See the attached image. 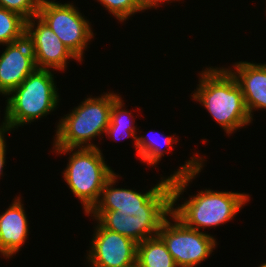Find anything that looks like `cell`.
Wrapping results in <instances>:
<instances>
[{"label": "cell", "instance_id": "7a4b0ae2", "mask_svg": "<svg viewBox=\"0 0 266 267\" xmlns=\"http://www.w3.org/2000/svg\"><path fill=\"white\" fill-rule=\"evenodd\" d=\"M202 157L198 154L188 160L182 167L174 171L168 178L171 180L172 208L171 213L186 227L200 231L205 228L216 227L233 220L235 215L249 201V194L237 192L201 190L190 196L183 204L175 207V203L183 194L188 183L203 169Z\"/></svg>", "mask_w": 266, "mask_h": 267}, {"label": "cell", "instance_id": "8992f818", "mask_svg": "<svg viewBox=\"0 0 266 267\" xmlns=\"http://www.w3.org/2000/svg\"><path fill=\"white\" fill-rule=\"evenodd\" d=\"M56 153L73 152L63 172L69 189L79 198L88 214L98 203L103 187L115 174L105 163L103 153L98 148H53ZM77 149V151H76Z\"/></svg>", "mask_w": 266, "mask_h": 267}, {"label": "cell", "instance_id": "52a82bcc", "mask_svg": "<svg viewBox=\"0 0 266 267\" xmlns=\"http://www.w3.org/2000/svg\"><path fill=\"white\" fill-rule=\"evenodd\" d=\"M71 3L41 0L38 17L58 36L61 42L82 63L88 42L94 37L85 16Z\"/></svg>", "mask_w": 266, "mask_h": 267}, {"label": "cell", "instance_id": "ba28073f", "mask_svg": "<svg viewBox=\"0 0 266 267\" xmlns=\"http://www.w3.org/2000/svg\"><path fill=\"white\" fill-rule=\"evenodd\" d=\"M160 227L158 236L163 240L177 267H196L212 254L217 245L211 234L186 227L172 213ZM174 220V224L169 219Z\"/></svg>", "mask_w": 266, "mask_h": 267}, {"label": "cell", "instance_id": "cb8c5ba5", "mask_svg": "<svg viewBox=\"0 0 266 267\" xmlns=\"http://www.w3.org/2000/svg\"><path fill=\"white\" fill-rule=\"evenodd\" d=\"M129 267H138V266H137V264H134V265H131V266H129Z\"/></svg>", "mask_w": 266, "mask_h": 267}, {"label": "cell", "instance_id": "4fadbf2b", "mask_svg": "<svg viewBox=\"0 0 266 267\" xmlns=\"http://www.w3.org/2000/svg\"><path fill=\"white\" fill-rule=\"evenodd\" d=\"M17 198L0 214V255L6 259L19 252L29 234L22 199Z\"/></svg>", "mask_w": 266, "mask_h": 267}, {"label": "cell", "instance_id": "9c48e42d", "mask_svg": "<svg viewBox=\"0 0 266 267\" xmlns=\"http://www.w3.org/2000/svg\"><path fill=\"white\" fill-rule=\"evenodd\" d=\"M87 262L91 267H129L136 264L137 243L129 237L95 227Z\"/></svg>", "mask_w": 266, "mask_h": 267}, {"label": "cell", "instance_id": "603a6c76", "mask_svg": "<svg viewBox=\"0 0 266 267\" xmlns=\"http://www.w3.org/2000/svg\"><path fill=\"white\" fill-rule=\"evenodd\" d=\"M258 267H266V263H263V264H261V265L258 266Z\"/></svg>", "mask_w": 266, "mask_h": 267}, {"label": "cell", "instance_id": "44dd1931", "mask_svg": "<svg viewBox=\"0 0 266 267\" xmlns=\"http://www.w3.org/2000/svg\"><path fill=\"white\" fill-rule=\"evenodd\" d=\"M5 134L0 135V177H2L1 175H3V168L5 165V160H6V142L4 139Z\"/></svg>", "mask_w": 266, "mask_h": 267}, {"label": "cell", "instance_id": "ac0fdd59", "mask_svg": "<svg viewBox=\"0 0 266 267\" xmlns=\"http://www.w3.org/2000/svg\"><path fill=\"white\" fill-rule=\"evenodd\" d=\"M102 6L113 14L120 22H124L133 14L142 11L135 0H98Z\"/></svg>", "mask_w": 266, "mask_h": 267}, {"label": "cell", "instance_id": "7402d4cb", "mask_svg": "<svg viewBox=\"0 0 266 267\" xmlns=\"http://www.w3.org/2000/svg\"><path fill=\"white\" fill-rule=\"evenodd\" d=\"M6 132L8 133V128L4 120V122H2L0 125V135H3L4 133L6 134Z\"/></svg>", "mask_w": 266, "mask_h": 267}, {"label": "cell", "instance_id": "9a60e30c", "mask_svg": "<svg viewBox=\"0 0 266 267\" xmlns=\"http://www.w3.org/2000/svg\"><path fill=\"white\" fill-rule=\"evenodd\" d=\"M124 102L119 96L114 102L110 112V123L106 129V136L115 141L132 137L136 146V126L132 120V113L123 109ZM133 125V126H132Z\"/></svg>", "mask_w": 266, "mask_h": 267}, {"label": "cell", "instance_id": "5bb4252c", "mask_svg": "<svg viewBox=\"0 0 266 267\" xmlns=\"http://www.w3.org/2000/svg\"><path fill=\"white\" fill-rule=\"evenodd\" d=\"M136 264L138 267H177L158 235L137 243Z\"/></svg>", "mask_w": 266, "mask_h": 267}, {"label": "cell", "instance_id": "5b68a950", "mask_svg": "<svg viewBox=\"0 0 266 267\" xmlns=\"http://www.w3.org/2000/svg\"><path fill=\"white\" fill-rule=\"evenodd\" d=\"M118 97L113 92L98 98L90 96L64 115L56 126L53 148H96L90 141L106 133L113 102Z\"/></svg>", "mask_w": 266, "mask_h": 267}, {"label": "cell", "instance_id": "7c38bea8", "mask_svg": "<svg viewBox=\"0 0 266 267\" xmlns=\"http://www.w3.org/2000/svg\"><path fill=\"white\" fill-rule=\"evenodd\" d=\"M233 66L234 70H228L241 87L246 109L253 120V109H266V64L241 61Z\"/></svg>", "mask_w": 266, "mask_h": 267}, {"label": "cell", "instance_id": "d6986e66", "mask_svg": "<svg viewBox=\"0 0 266 267\" xmlns=\"http://www.w3.org/2000/svg\"><path fill=\"white\" fill-rule=\"evenodd\" d=\"M41 0H0V7L13 11L26 20L37 16Z\"/></svg>", "mask_w": 266, "mask_h": 267}, {"label": "cell", "instance_id": "277c9868", "mask_svg": "<svg viewBox=\"0 0 266 267\" xmlns=\"http://www.w3.org/2000/svg\"><path fill=\"white\" fill-rule=\"evenodd\" d=\"M54 75L48 69L36 68L7 96L4 120L8 131L47 116L59 103Z\"/></svg>", "mask_w": 266, "mask_h": 267}, {"label": "cell", "instance_id": "ffe728a7", "mask_svg": "<svg viewBox=\"0 0 266 267\" xmlns=\"http://www.w3.org/2000/svg\"><path fill=\"white\" fill-rule=\"evenodd\" d=\"M169 1L172 0H135L136 5L143 11L148 10L150 8H156L159 7L160 4L163 2H167L169 4ZM175 1V0H173ZM178 1V0H177ZM162 2V3H161Z\"/></svg>", "mask_w": 266, "mask_h": 267}, {"label": "cell", "instance_id": "30bf717a", "mask_svg": "<svg viewBox=\"0 0 266 267\" xmlns=\"http://www.w3.org/2000/svg\"><path fill=\"white\" fill-rule=\"evenodd\" d=\"M25 37L29 40L37 68L64 71L68 59L78 60L38 16L26 20Z\"/></svg>", "mask_w": 266, "mask_h": 267}, {"label": "cell", "instance_id": "8fae6325", "mask_svg": "<svg viewBox=\"0 0 266 267\" xmlns=\"http://www.w3.org/2000/svg\"><path fill=\"white\" fill-rule=\"evenodd\" d=\"M0 55V94L7 96L16 89L37 67L29 40L5 44Z\"/></svg>", "mask_w": 266, "mask_h": 267}, {"label": "cell", "instance_id": "6da1fadb", "mask_svg": "<svg viewBox=\"0 0 266 267\" xmlns=\"http://www.w3.org/2000/svg\"><path fill=\"white\" fill-rule=\"evenodd\" d=\"M114 174L102 189L100 199L87 214L103 228L129 237L136 243L157 236L163 221L171 214L170 178H163L146 193L114 188Z\"/></svg>", "mask_w": 266, "mask_h": 267}, {"label": "cell", "instance_id": "e0dca14e", "mask_svg": "<svg viewBox=\"0 0 266 267\" xmlns=\"http://www.w3.org/2000/svg\"><path fill=\"white\" fill-rule=\"evenodd\" d=\"M26 19L0 7V44L16 42L25 37Z\"/></svg>", "mask_w": 266, "mask_h": 267}, {"label": "cell", "instance_id": "3957f363", "mask_svg": "<svg viewBox=\"0 0 266 267\" xmlns=\"http://www.w3.org/2000/svg\"><path fill=\"white\" fill-rule=\"evenodd\" d=\"M199 75L198 87L191 96L207 109L228 135L252 122L241 87L227 68L211 66Z\"/></svg>", "mask_w": 266, "mask_h": 267}, {"label": "cell", "instance_id": "2e32d148", "mask_svg": "<svg viewBox=\"0 0 266 267\" xmlns=\"http://www.w3.org/2000/svg\"><path fill=\"white\" fill-rule=\"evenodd\" d=\"M148 135V134H147ZM158 135V134H157ZM162 140L151 138V136H137L136 137V153L140 157V161L147 163L150 166L157 165L161 161L162 156L165 154V149H163V144L169 149H173V143L177 142V137L174 136H163L160 135ZM159 136V137H160ZM150 137V138H149Z\"/></svg>", "mask_w": 266, "mask_h": 267}]
</instances>
